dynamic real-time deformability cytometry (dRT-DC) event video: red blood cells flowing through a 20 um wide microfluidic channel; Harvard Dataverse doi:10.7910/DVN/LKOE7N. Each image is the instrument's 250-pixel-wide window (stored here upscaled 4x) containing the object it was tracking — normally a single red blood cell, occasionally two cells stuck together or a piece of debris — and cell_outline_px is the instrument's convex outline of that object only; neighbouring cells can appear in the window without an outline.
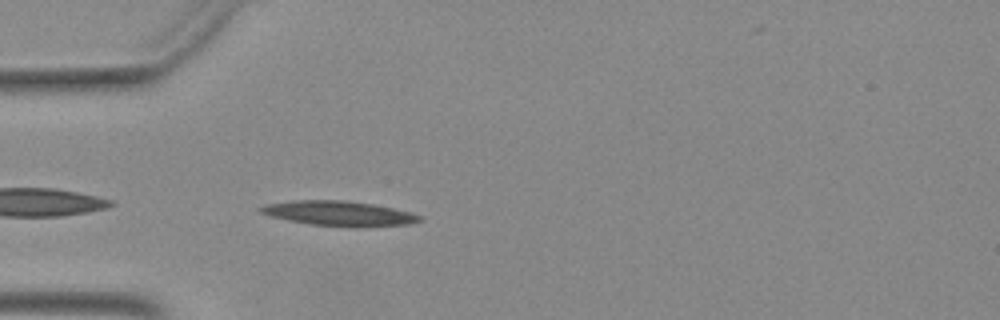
{"species": "Egyptian fruit bat (a non-hibernating species)", "species_latin": "Rousettus aegyptiacus", "temperature_condition": "warm", "stored_images_in_passage": 39, "camera_frame_rate_fps": 3000, "um_per_image_px": 0.085, "animal": {"sex": "female"}, "frame": {"image": 1, "passage_image": 2, "time_ms": 0.333, "image_size_px": [1000, 320], "cell_outline_px": [[420, 220], [408, 224], [312, 224], [288, 220], [272, 216], [260, 212], [256, 208], [264, 204], [292, 200], [344, 200], [372, 204], [392, 208], [408, 212], [420, 216]], "centroid_in_image_um": [28.64, 18.07], "position_along_channel_um": 56.4, "area_um2": 21.56}}
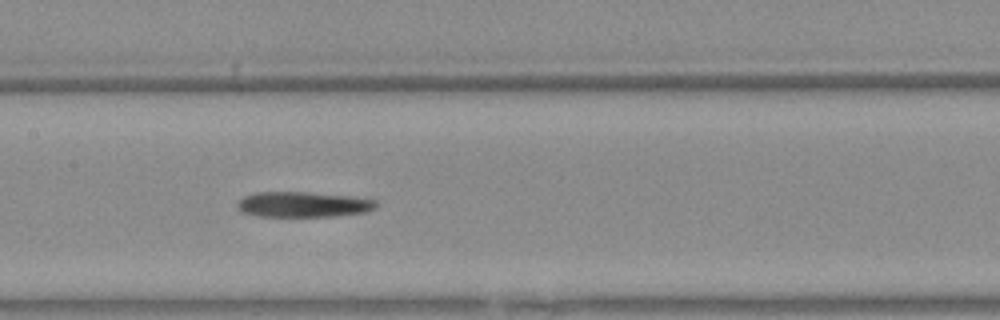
{"frame": {"image": 2, "passage_image": 12, "time_ms": 3.667, "image_size_px": [1000, 320], "cell_outline_px": [[376, 204], [372, 208], [364, 212], [332, 216], [260, 216], [240, 212], [236, 208], [236, 204], [244, 196], [256, 192], [308, 192], [356, 196], [376, 200]], "centroid_in_image_um": [25.72, 17.36], "position_along_channel_um": 181.7, "area_um2": 20.52}}
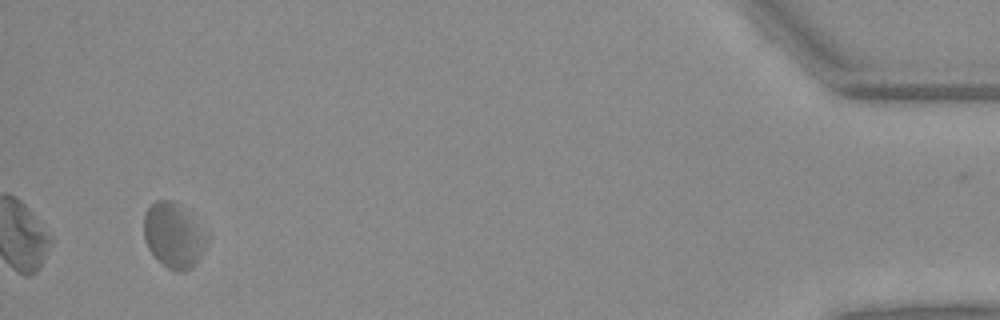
{"frame": {"image": 3, "passage_image": 36, "time_ms": 11.667, "image_size_px": [1000, 320], "cell_outline_px": [[208, 244], [196, 264], [192, 268], [184, 272], [176, 272], [168, 268], [148, 248], [144, 236], [144, 212], [156, 200], [168, 200], [176, 204], [208, 236]], "centroid_in_image_um": [14.75, 20.07], "position_along_channel_um": 420.5, "area_um2": 23.18}}